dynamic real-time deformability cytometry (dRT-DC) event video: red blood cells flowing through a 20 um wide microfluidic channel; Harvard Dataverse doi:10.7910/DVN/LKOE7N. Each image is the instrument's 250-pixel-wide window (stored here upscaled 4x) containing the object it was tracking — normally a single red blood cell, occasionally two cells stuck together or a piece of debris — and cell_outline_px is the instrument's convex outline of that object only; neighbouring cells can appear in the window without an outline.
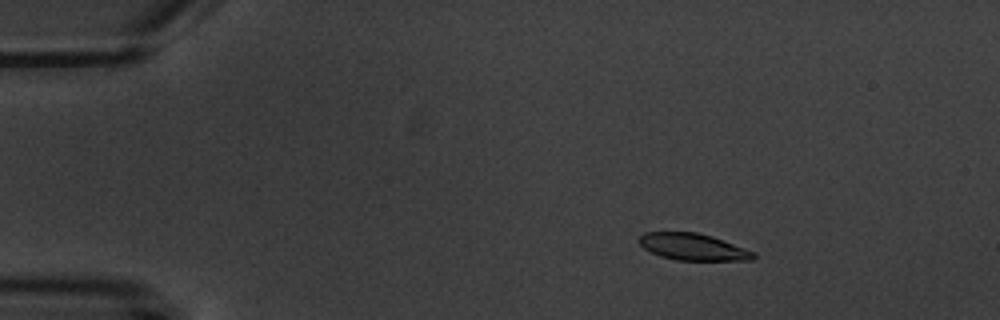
{"species": "common noctule bat (a hibernating species)", "species_latin": "Nyctalus noctula", "temperature_condition": "warm", "stored_images_in_passage": 6, "camera_frame_rate_fps": 3000, "um_per_image_px": 0.085, "animal": {"sex": "male", "body_mass_g": 20.1, "forearm_length_mm": 53.5}, "frame": {"image": 1, "passage_image": 3, "time_ms": 2.333, "image_size_px": [1000, 320], "cell_outline_px": [[756, 256], [752, 260], [676, 260], [660, 256], [644, 248], [636, 240], [644, 232], [696, 232], [712, 236], [756, 252]], "centroid_in_image_um": [58.9, 20.98], "position_along_channel_um": 26.1, "area_um2": 17.86}}
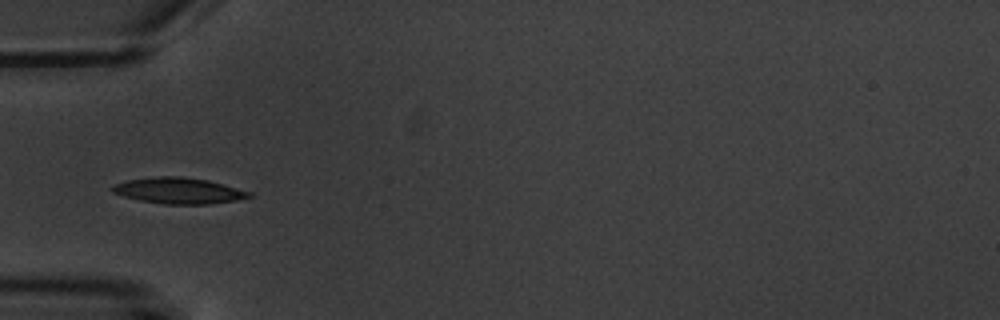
{"frame": {"image": 2, "passage_image": 6, "time_ms": 5.667, "image_size_px": [1000, 320], "cell_outline_px": [[252, 196], [236, 200], [208, 204], [164, 204], [140, 200], [124, 196], [112, 192], [112, 184], [128, 180], [156, 176], [180, 176], [208, 180], [252, 192]], "centroid_in_image_um": [15.18, 16.2], "position_along_channel_um": 69.8, "area_um2": 20.63}}